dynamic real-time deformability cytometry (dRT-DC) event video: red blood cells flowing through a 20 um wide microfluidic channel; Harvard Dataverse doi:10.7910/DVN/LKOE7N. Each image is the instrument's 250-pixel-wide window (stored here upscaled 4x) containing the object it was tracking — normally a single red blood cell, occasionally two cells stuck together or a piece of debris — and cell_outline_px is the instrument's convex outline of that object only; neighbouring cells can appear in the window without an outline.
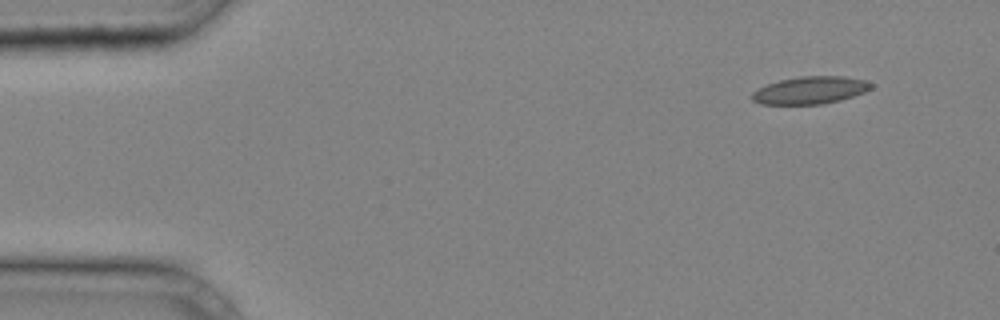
{"species": "common noctule bat (a hibernating species)", "species_latin": "Nyctalus noctula", "temperature_condition": "cold", "stored_images_in_passage": 10, "camera_frame_rate_fps": 3000, "um_per_image_px": 0.085, "animal": {"sex": "male", "body_mass_g": 20.4}, "frame": {"image": 1, "passage_image": 1, "time_ms": 0.0, "image_size_px": [1000, 320], "cell_outline_px": [[872, 88], [864, 92], [840, 100], [824, 104], [760, 104], [752, 100], [752, 92], [756, 88], [780, 80], [800, 76], [844, 76], [864, 80], [872, 84]], "centroid_in_image_um": [68.84, 7.67], "position_along_channel_um": 16.2, "area_um2": 19.02}}
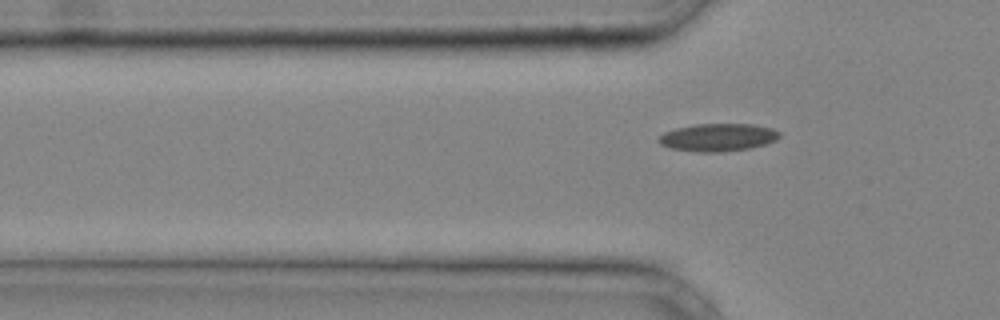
{"frame": {"image": 2, "passage_image": 10, "time_ms": 3.0, "image_size_px": [1000, 320], "cell_outline_px": [[780, 136], [776, 140], [764, 144], [748, 148], [724, 152], [696, 152], [668, 148], [660, 144], [656, 140], [664, 132], [676, 128], [696, 124], [752, 124], [772, 128], [780, 132]], "centroid_in_image_um": [60.99, 11.68], "position_along_channel_um": 64.8, "area_um2": 19.59}}